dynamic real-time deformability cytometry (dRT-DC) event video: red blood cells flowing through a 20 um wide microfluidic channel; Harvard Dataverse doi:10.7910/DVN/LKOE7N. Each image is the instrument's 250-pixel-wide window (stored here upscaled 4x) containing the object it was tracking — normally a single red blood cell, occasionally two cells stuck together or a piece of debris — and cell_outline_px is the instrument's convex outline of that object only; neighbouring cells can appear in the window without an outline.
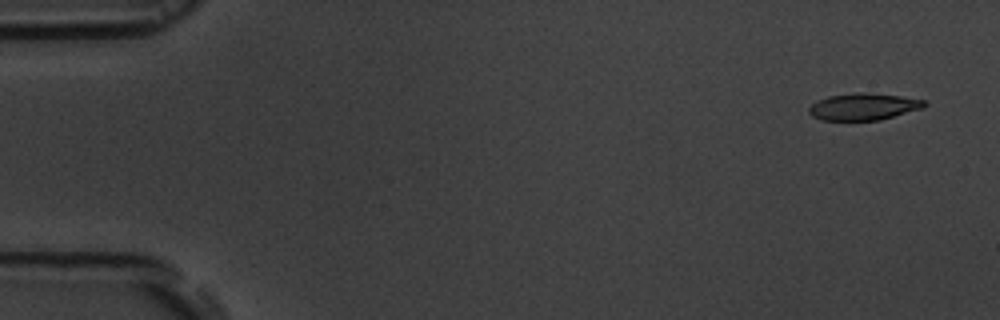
{"species": "common noctule bat (a hibernating species)", "species_latin": "Nyctalus noctula", "temperature_condition": "room temperature", "stored_images_in_passage": 5, "camera_frame_rate_fps": 3000, "um_per_image_px": 0.085, "animal": {"sex": "male", "body_mass_g": 19.5, "forearm_length_mm": 54.6}, "frame": {"image": 1, "passage_image": 1, "time_ms": 0.0, "image_size_px": [1000, 320], "cell_outline_px": [[928, 104], [924, 108], [880, 120], [820, 120], [812, 116], [808, 112], [808, 108], [812, 104], [828, 96], [860, 92], [900, 96], [924, 100]], "centroid_in_image_um": [73.41, 9.07], "position_along_channel_um": 11.6, "area_um2": 17.98}}
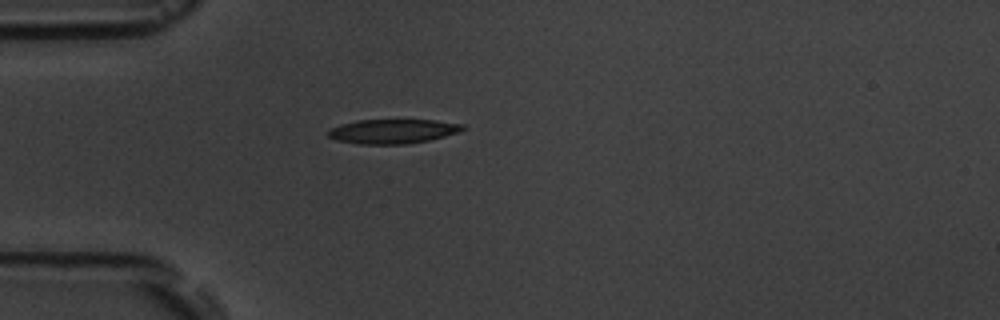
{"frame": {"image": 2, "passage_image": 4, "time_ms": 4.333, "image_size_px": [1000, 320], "cell_outline_px": [[464, 128], [460, 132], [428, 140], [404, 144], [360, 144], [336, 140], [328, 136], [328, 128], [340, 124], [356, 120], [436, 120], [464, 124]], "centroid_in_image_um": [33.36, 11.15], "position_along_channel_um": 51.6, "area_um2": 19.13}}